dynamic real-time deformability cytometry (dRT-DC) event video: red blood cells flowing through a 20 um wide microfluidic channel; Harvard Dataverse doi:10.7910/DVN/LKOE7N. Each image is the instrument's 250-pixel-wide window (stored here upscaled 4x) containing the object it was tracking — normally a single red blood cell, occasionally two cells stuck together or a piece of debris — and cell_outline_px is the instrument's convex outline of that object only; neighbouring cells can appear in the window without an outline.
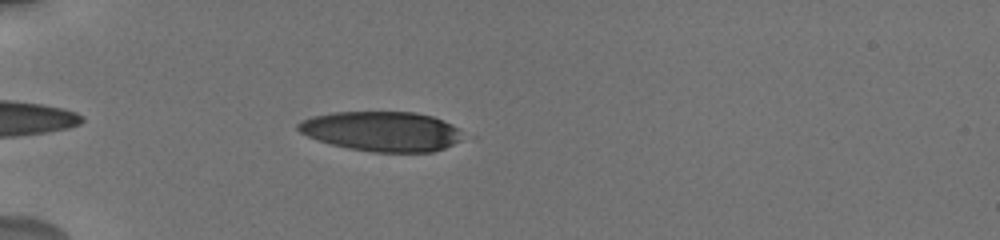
{"species": "human", "species_latin": "Homo sapiens", "temperature_condition": "cold", "stored_images_in_passage": 42, "camera_frame_rate_fps": 3000, "um_per_image_px": 0.085, "donor": {"sex": "male"}, "frame": {"image": 1, "passage_image": 4, "time_ms": 1.333, "image_size_px": [1000, 240], "cell_outline_px": [[464, 136], [460, 140], [444, 148], [432, 152], [372, 152], [348, 148], [332, 144], [308, 136], [300, 132], [296, 128], [296, 124], [300, 120], [312, 116], [332, 112], [416, 112], [432, 116], [452, 124]], "centroid_in_image_um": [32.43, 11.15], "position_along_channel_um": 52.6, "area_um2": 38.21}}
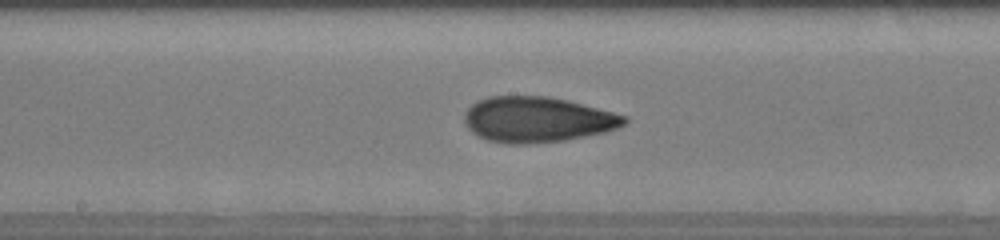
{"frame": {"image": 2, "passage_image": 19, "time_ms": 6.0, "image_size_px": [1000, 240], "cell_outline_px": [[628, 120], [624, 124], [616, 128], [604, 132], [564, 140], [528, 144], [508, 144], [488, 140], [476, 136], [464, 124], [464, 116], [468, 108], [472, 104], [488, 96], [548, 96], [568, 100], [628, 116]], "centroid_in_image_um": [45.65, 10.16], "position_along_channel_um": 202.6, "area_um2": 42.43}}
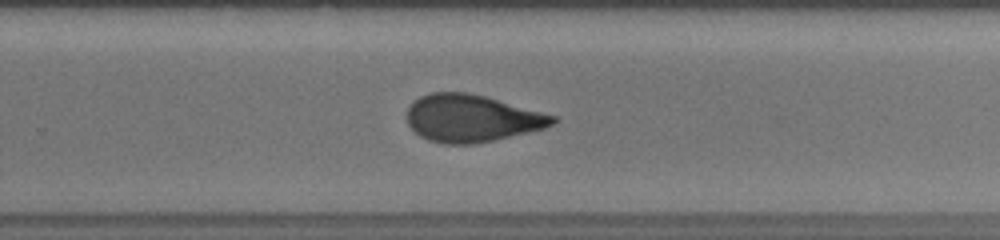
{"frame": {"image": 3, "passage_image": 26, "time_ms": 8.333, "image_size_px": [1000, 240], "cell_outline_px": [[556, 120], [552, 124], [544, 128], [528, 132], [476, 144], [444, 144], [428, 140], [420, 136], [408, 124], [408, 108], [420, 96], [432, 92], [468, 92], [484, 96], [556, 116]], "centroid_in_image_um": [40.07, 10.06], "position_along_channel_um": 289.7, "area_um2": 39.71}, "authors_computed_cell_mechanics": {"area_um2": 40.5178, "velocity_mm_per_s": 3.755, "shape_relaxation_time_tau1_ms": 4.8888, "shape_relaxation_time_tau2_ms": 1.8907, "deformation_change_tau1": 0.1676, "deformation_change_tau2": 0.0831}}